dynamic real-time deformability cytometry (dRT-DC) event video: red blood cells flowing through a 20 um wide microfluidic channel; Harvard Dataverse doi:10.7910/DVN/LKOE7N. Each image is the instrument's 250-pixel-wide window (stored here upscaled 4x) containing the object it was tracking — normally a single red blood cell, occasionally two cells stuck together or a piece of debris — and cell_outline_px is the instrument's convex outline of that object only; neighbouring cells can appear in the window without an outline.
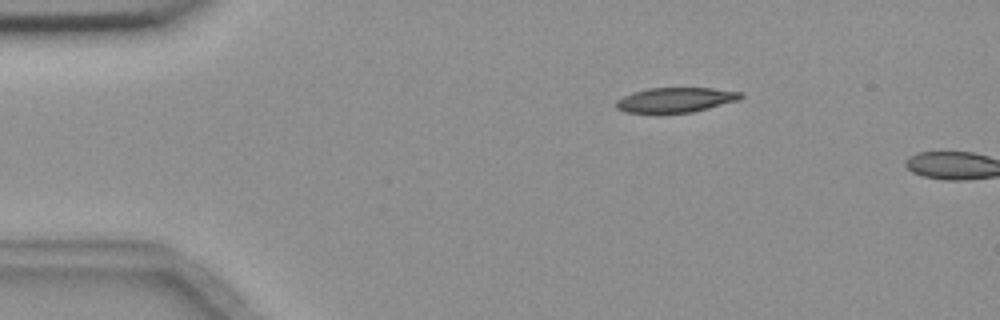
{"species": "common noctule bat (a hibernating species)", "species_latin": "Nyctalus noctula", "temperature_condition": "room temperature", "stored_images_in_passage": 4, "camera_frame_rate_fps": 3000, "um_per_image_px": 0.085, "animal": {"sex": "female", "body_mass_g": 18.4}, "frame": {"image": 1, "passage_image": 3, "time_ms": 2.333, "image_size_px": [1000, 320], "cell_outline_px": [[744, 96], [740, 100], [692, 112], [624, 112], [616, 108], [616, 100], [632, 92], [648, 88], [712, 88], [744, 92]], "centroid_in_image_um": [57.46, 8.47], "position_along_channel_um": 27.5, "area_um2": 17.98}}